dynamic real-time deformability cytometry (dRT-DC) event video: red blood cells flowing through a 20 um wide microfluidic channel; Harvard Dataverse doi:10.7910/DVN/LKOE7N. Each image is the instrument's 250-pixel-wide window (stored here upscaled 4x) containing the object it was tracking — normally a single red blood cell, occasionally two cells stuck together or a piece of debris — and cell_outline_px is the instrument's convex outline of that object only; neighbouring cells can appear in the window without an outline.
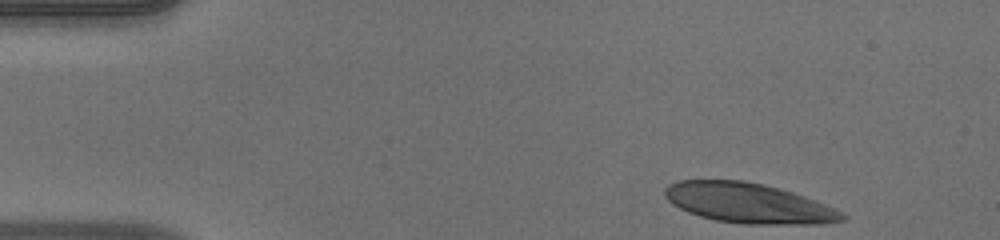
{"species": "human", "species_latin": "Homo sapiens", "temperature_condition": "warm", "stored_images_in_passage": 41, "camera_frame_rate_fps": 3000, "um_per_image_px": 0.085, "donor": {"sex": "male"}, "frame": {"image": 1, "passage_image": 1, "time_ms": 0.0, "image_size_px": [1000, 240], "cell_outline_px": [[848, 216], [844, 220], [820, 224], [744, 224], [716, 220], [700, 216], [688, 212], [672, 204], [664, 196], [664, 188], [668, 184], [680, 180], [744, 180], [764, 184], [792, 192], [804, 196], [824, 204]], "centroid_in_image_um": [63.58, 17.26], "position_along_channel_um": 21.4, "area_um2": 41.21}}
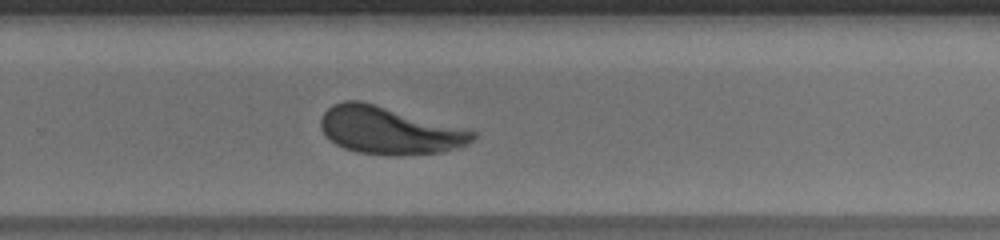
{"frame": {"image": 2, "passage_image": 29, "time_ms": 9.333, "image_size_px": [1000, 240], "cell_outline_px": [[476, 136], [468, 144], [456, 148], [440, 152], [400, 156], [392, 156], [356, 152], [344, 148], [336, 144], [320, 128], [320, 120], [324, 112], [332, 104], [344, 100], [360, 100], [476, 132]], "centroid_in_image_um": [33.04, 11.1], "position_along_channel_um": 296.8, "area_um2": 41.62}}
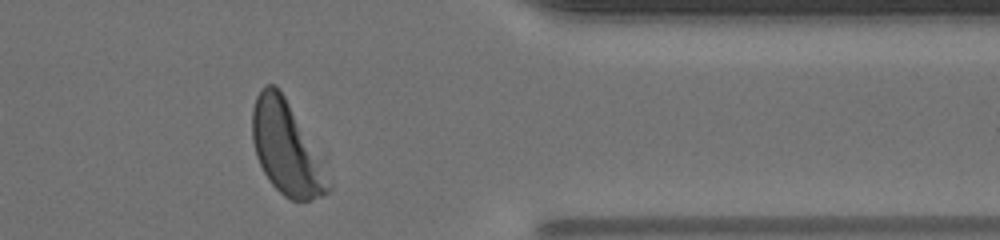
{"frame": {"image": 3, "passage_image": 37, "time_ms": 12.0, "image_size_px": [1000, 240], "cell_outline_px": [[332, 188], [328, 192], [320, 196], [308, 200], [292, 200], [284, 196], [268, 180], [256, 156], [252, 140], [252, 108], [256, 96], [260, 88], [264, 84], [272, 84], [284, 96], [332, 184]], "centroid_in_image_um": [24.27, 12.62], "position_along_channel_um": 387.1, "area_um2": 39.71}, "authors_computed_cell_mechanics": {"area_um2": 41.4426, "velocity_mm_per_s": 3.9268, "shape_relaxation_time_tau1_ms": 3.558, "shape_relaxation_time_tau2_ms": 0.9498, "deformation_change_tau1": 0.1699, "deformation_change_tau2": 0.0483}}